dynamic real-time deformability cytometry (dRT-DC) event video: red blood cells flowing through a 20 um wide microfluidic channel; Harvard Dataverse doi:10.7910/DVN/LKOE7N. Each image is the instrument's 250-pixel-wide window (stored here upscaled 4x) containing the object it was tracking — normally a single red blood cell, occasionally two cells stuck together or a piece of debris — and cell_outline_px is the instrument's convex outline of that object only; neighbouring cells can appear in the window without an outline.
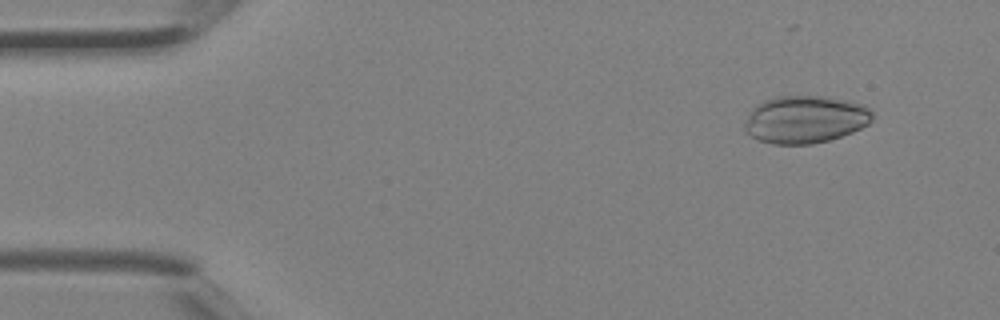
{"species": "Egyptian fruit bat (a non-hibernating species)", "species_latin": "Rousettus aegyptiacus", "temperature_condition": "room temperature", "stored_images_in_passage": 4, "camera_frame_rate_fps": 3000, "um_per_image_px": 0.085, "animal": {"sex": "female"}, "frame": {"image": 1, "passage_image": 2, "time_ms": 0.333, "image_size_px": [1000, 320], "cell_outline_px": [[872, 120], [868, 124], [852, 132], [828, 140], [812, 144], [772, 144], [760, 140], [752, 136], [744, 128], [744, 120], [756, 104], [764, 100], [776, 96], [824, 96], [864, 104], [872, 108]], "centroid_in_image_um": [68.44, 10.14], "position_along_channel_um": 16.6, "area_um2": 35.43}}